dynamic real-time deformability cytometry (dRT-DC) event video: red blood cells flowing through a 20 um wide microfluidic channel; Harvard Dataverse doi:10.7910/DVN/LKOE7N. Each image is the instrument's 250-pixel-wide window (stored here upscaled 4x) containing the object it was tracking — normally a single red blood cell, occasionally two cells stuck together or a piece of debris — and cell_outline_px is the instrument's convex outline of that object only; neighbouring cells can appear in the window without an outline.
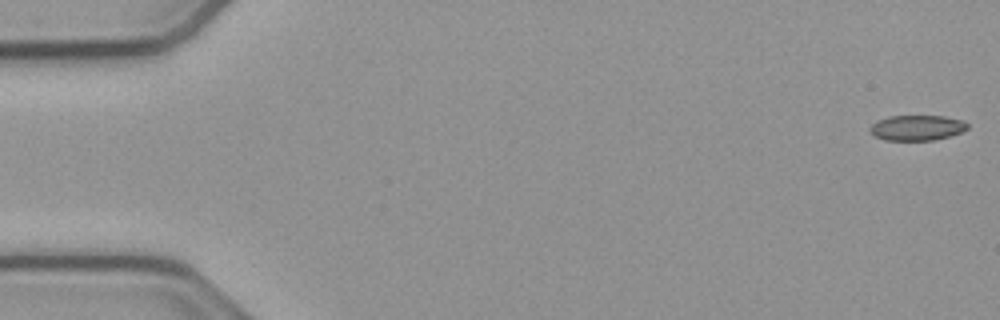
{"species": "common noctule bat (a hibernating species)", "species_latin": "Nyctalus noctula", "temperature_condition": "cold", "stored_images_in_passage": 13, "camera_frame_rate_fps": 3000, "um_per_image_px": 0.085, "animal": {"sex": "male", "body_mass_g": 23.1, "forearm_length_mm": 52.7}, "frame": {"image": 1, "passage_image": 1, "time_ms": 0.0, "image_size_px": [1000, 320], "cell_outline_px": [[968, 128], [960, 132], [948, 136], [932, 140], [884, 140], [876, 136], [868, 128], [876, 120], [888, 116], [944, 116], [964, 120], [968, 124]], "centroid_in_image_um": [77.93, 10.85], "position_along_channel_um": 7.1, "area_um2": 14.33}}